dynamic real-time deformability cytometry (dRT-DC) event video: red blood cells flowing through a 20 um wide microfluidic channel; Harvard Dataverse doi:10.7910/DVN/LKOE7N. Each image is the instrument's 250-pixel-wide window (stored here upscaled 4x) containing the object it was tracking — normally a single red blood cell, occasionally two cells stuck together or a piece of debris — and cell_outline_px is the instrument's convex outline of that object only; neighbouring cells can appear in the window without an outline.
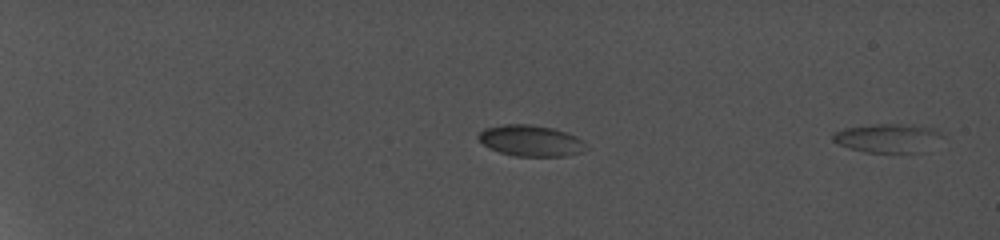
{"species": "common noctule bat (a hibernating species)", "species_latin": "Nyctalus noctula", "temperature_condition": "cold", "stored_images_in_passage": 3, "segment_of_instrument_passage": [2, 2], "camera_frame_rate_fps": 5000, "um_per_image_px": 0.085, "animal": {"sex": "female", "body_mass_g": 19.0, "forearm_length_mm": 56.7}, "frame": {"image": 1, "passage_image": 3, "time_ms": 0.4, "image_size_px": [1000, 240], "cell_outline_px": [[944, 136], [920, 152], [864, 152], [848, 148], [832, 140], [832, 136], [836, 132], [844, 128], [872, 124], [912, 124], [936, 128]], "centroid_in_image_um": [75.46, 11.71], "position_along_channel_um": 9.5, "area_um2": 18.26}}